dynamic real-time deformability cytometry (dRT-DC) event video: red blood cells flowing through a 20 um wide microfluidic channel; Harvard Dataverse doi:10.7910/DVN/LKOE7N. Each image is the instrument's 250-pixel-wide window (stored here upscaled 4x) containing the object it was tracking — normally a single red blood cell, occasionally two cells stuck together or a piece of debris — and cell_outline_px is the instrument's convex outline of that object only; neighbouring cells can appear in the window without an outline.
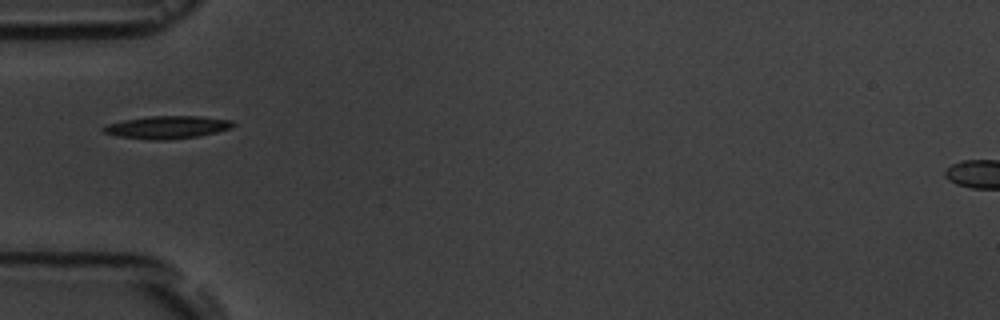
{"species": "common noctule bat (a hibernating species)", "species_latin": "Nyctalus noctula", "temperature_condition": "room temperature", "stored_images_in_passage": 6, "camera_frame_rate_fps": 3000, "um_per_image_px": 0.085, "animal": {"sex": "male", "body_mass_g": 19.5, "forearm_length_mm": 54.6}, "frame": {"image": 1, "passage_image": 5, "time_ms": 5.333, "image_size_px": [1000, 320], "cell_outline_px": [[236, 124], [232, 128], [200, 136], [164, 140], [152, 140], [120, 136], [100, 132], [100, 128], [108, 124], [124, 120], [148, 116], [200, 116], [232, 120]], "centroid_in_image_um": [14.22, 10.81], "position_along_channel_um": 70.8, "area_um2": 17.22}}
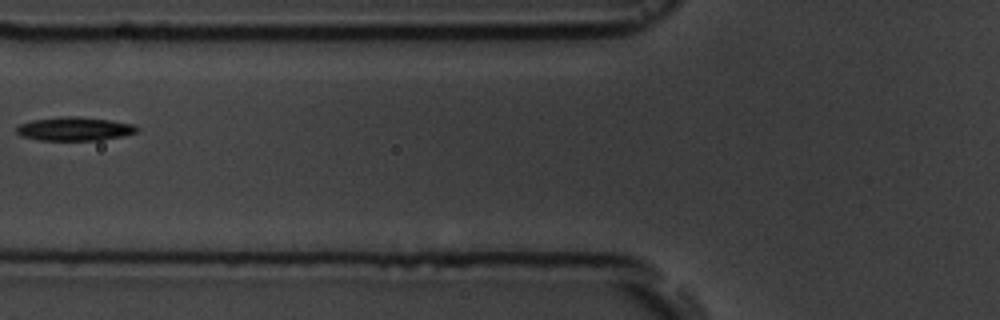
{"frame": {"image": 2, "passage_image": 6, "time_ms": 6.667, "image_size_px": [1000, 320], "cell_outline_px": [[140, 128], [136, 132], [124, 136], [100, 140], [40, 140], [20, 136], [16, 132], [16, 128], [20, 124], [32, 120], [60, 116], [80, 116], [108, 120], [132, 124]], "centroid_in_image_um": [6.32, 10.95], "position_along_channel_um": 119.5, "area_um2": 16.65}}